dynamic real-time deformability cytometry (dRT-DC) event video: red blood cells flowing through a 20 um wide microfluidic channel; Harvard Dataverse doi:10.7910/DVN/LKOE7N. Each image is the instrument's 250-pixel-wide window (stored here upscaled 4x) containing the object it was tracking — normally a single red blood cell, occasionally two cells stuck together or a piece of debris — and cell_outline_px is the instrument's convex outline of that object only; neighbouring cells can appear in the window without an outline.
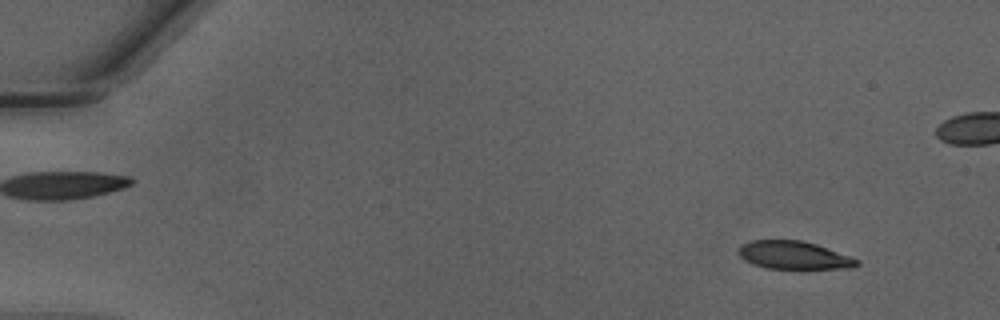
{"species": "Egyptian fruit bat (a non-hibernating species)", "species_latin": "Rousettus aegyptiacus", "temperature_condition": "warm", "stored_images_in_passage": 45, "camera_frame_rate_fps": 3000, "um_per_image_px": 0.085, "animal": {"sex": "male"}, "frame": {"image": 1, "passage_image": 4, "time_ms": 1.0, "image_size_px": [1000, 320], "cell_outline_px": [[860, 264], [852, 268], [768, 268], [752, 264], [744, 260], [736, 252], [740, 244], [752, 240], [800, 240], [816, 244], [852, 256], [860, 260]], "centroid_in_image_um": [67.47, 21.68], "position_along_channel_um": 17.5, "area_um2": 19.42}}
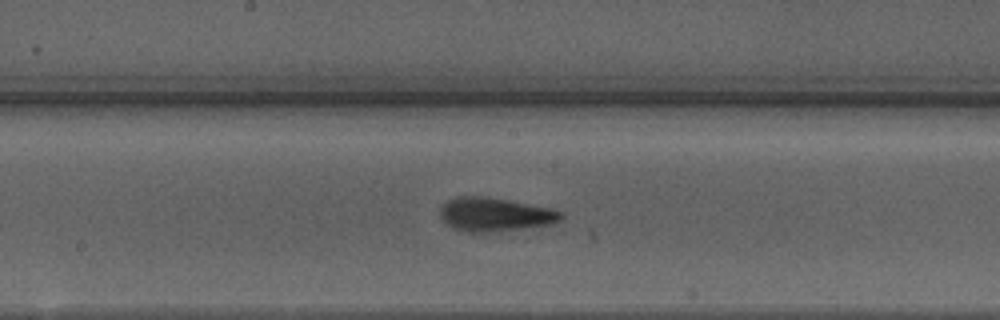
{"frame": {"image": 2, "passage_image": 26, "time_ms": 8.333, "image_size_px": [1000, 320], "cell_outline_px": [[564, 216], [560, 220], [548, 224], [520, 228], [484, 232], [468, 232], [452, 228], [440, 216], [440, 208], [448, 200], [460, 196], [480, 196], [508, 200], [552, 208], [564, 212]], "centroid_in_image_um": [42.07, 18.22], "position_along_channel_um": 206.1, "area_um2": 23.35}}
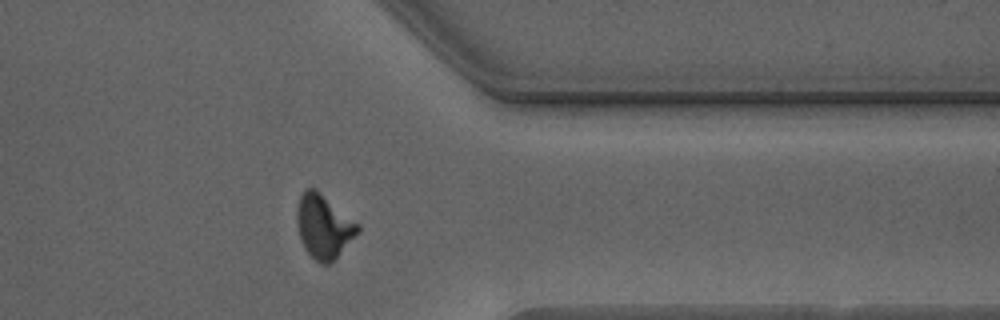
{"frame": {"image": 3, "passage_image": 39, "time_ms": 12.667, "image_size_px": [1000, 320], "cell_outline_px": [[360, 232], [328, 264], [320, 264], [304, 248], [300, 240], [296, 220], [296, 212], [300, 196], [308, 188], [316, 188], [360, 224]], "centroid_in_image_um": [27.52, 19.22], "position_along_channel_um": 383.9, "area_um2": 22.54}, "authors_computed_cell_mechanics": {"area_um2": 22.1374, "velocity_mm_per_s": 4.2791, "shape_relaxation_time_tau1_ms": 3.2861, "shape_relaxation_time_tau2_ms": 1.5994, "deformation_change_tau1": 0.1672, "deformation_change_tau2": 0.1042}}